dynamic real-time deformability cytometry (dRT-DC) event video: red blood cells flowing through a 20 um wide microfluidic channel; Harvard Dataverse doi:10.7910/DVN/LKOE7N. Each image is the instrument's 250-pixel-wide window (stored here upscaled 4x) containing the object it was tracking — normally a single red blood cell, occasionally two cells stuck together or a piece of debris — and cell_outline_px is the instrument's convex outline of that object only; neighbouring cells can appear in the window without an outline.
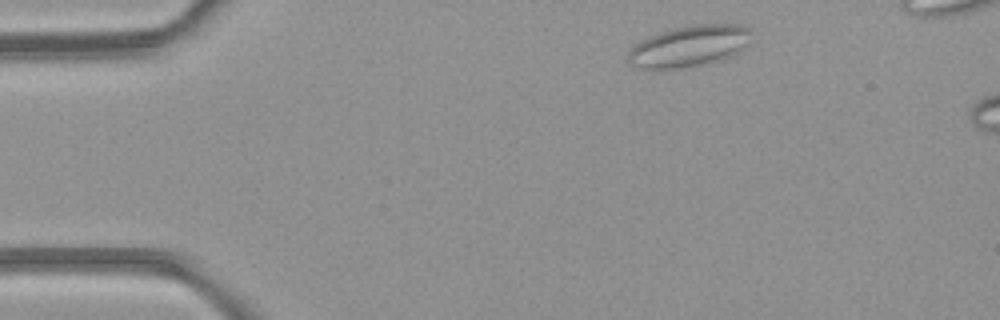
{"species": "common noctule bat (a hibernating species)", "species_latin": "Nyctalus noctula", "temperature_condition": "room temperature", "stored_images_in_passage": 4, "camera_frame_rate_fps": 3000, "um_per_image_px": 0.085, "animal": {"sex": "female", "body_mass_g": 21.9}, "frame": {"image": 1, "passage_image": 1, "time_ms": 0.0, "image_size_px": [1000, 320], "cell_outline_px": [[752, 28], [744, 44], [732, 56], [720, 60], [700, 64], [676, 68], [636, 68], [628, 64], [628, 48], [632, 44], [648, 36], [672, 28], [692, 24], [740, 24]], "centroid_in_image_um": [58.48, 3.9], "position_along_channel_um": 26.5, "area_um2": 29.48}}